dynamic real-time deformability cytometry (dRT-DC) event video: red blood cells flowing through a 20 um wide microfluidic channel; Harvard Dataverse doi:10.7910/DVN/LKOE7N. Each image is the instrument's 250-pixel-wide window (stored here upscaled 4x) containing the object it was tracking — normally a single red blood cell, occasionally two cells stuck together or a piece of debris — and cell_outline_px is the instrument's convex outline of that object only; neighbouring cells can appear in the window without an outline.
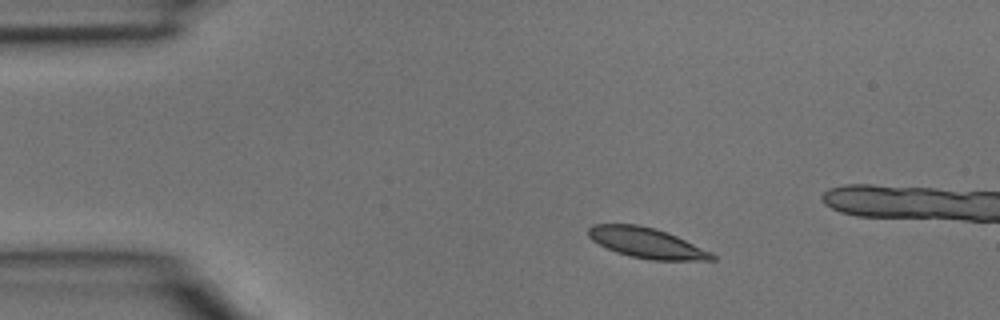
{"species": "common noctule bat (a hibernating species)", "species_latin": "Nyctalus noctula", "temperature_condition": "room temperature", "stored_images_in_passage": 3, "camera_frame_rate_fps": 3000, "um_per_image_px": 0.085, "animal": {"sex": "male", "body_mass_g": 15.6}, "frame": {"image": 1, "passage_image": 1, "time_ms": 0.0, "image_size_px": [1000, 320], "cell_outline_px": [[716, 260], [652, 260], [632, 256], [616, 252], [592, 240], [588, 236], [588, 228], [592, 224], [640, 224], [656, 228], [676, 236], [712, 252], [716, 256]], "centroid_in_image_um": [54.97, 20.64], "position_along_channel_um": 30.0, "area_um2": 21.73}}